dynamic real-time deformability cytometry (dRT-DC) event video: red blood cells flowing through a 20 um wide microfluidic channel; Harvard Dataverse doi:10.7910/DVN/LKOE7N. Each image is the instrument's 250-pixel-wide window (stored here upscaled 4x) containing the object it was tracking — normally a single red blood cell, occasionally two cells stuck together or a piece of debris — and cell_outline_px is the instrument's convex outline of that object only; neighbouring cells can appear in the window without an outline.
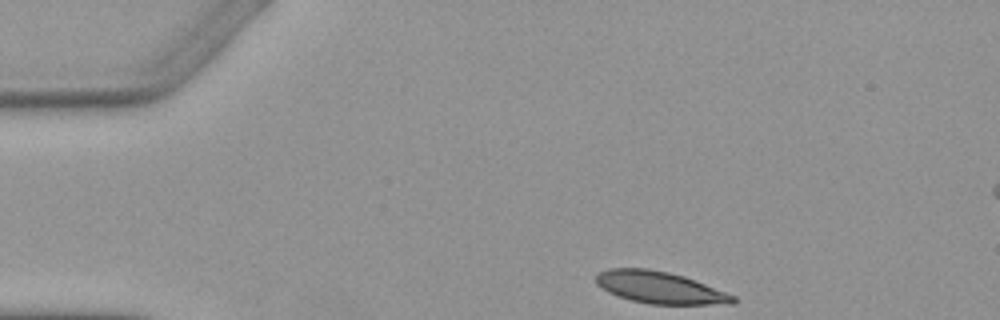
{"species": "Egyptian fruit bat (a non-hibernating species)", "species_latin": "Rousettus aegyptiacus", "temperature_condition": "warm", "stored_images_in_passage": 3, "camera_frame_rate_fps": 3000, "um_per_image_px": 0.085, "animal": {"sex": "female"}, "frame": {"image": 1, "passage_image": 1, "time_ms": 0.0, "image_size_px": [1000, 320], "cell_outline_px": [[736, 304], [648, 304], [632, 300], [608, 292], [596, 284], [596, 276], [600, 272], [608, 268], [648, 268], [668, 272], [684, 276], [736, 296]], "centroid_in_image_um": [56.09, 24.44], "position_along_channel_um": 28.9, "area_um2": 25.37}}